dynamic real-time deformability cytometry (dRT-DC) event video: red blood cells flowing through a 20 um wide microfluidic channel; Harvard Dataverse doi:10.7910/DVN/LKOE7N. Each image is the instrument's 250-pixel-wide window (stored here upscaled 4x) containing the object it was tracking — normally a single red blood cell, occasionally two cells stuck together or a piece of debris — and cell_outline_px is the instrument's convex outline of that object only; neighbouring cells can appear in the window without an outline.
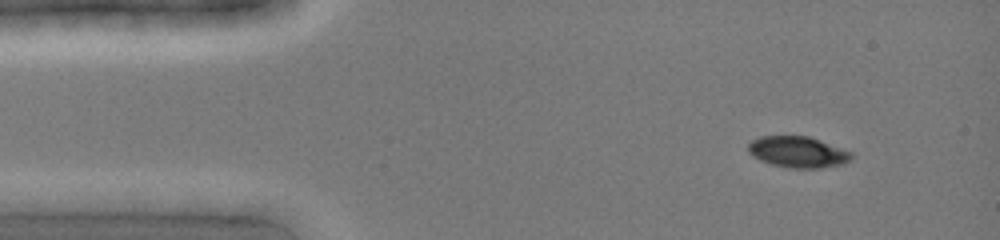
{"species": "common noctule bat (a hibernating species)", "species_latin": "Nyctalus noctula", "temperature_condition": "cold", "stored_images_in_passage": 5, "segment_of_instrument_passage": [1, 2], "camera_frame_rate_fps": 3000, "um_per_image_px": 0.085, "animal": {"sex": "female", "body_mass_g": 19.0, "forearm_length_mm": 51.5}, "frame": {"image": 1, "passage_image": 1, "time_ms": 0.0, "image_size_px": [1000, 240], "cell_outline_px": [[852, 160], [844, 164], [820, 168], [788, 168], [772, 164], [760, 160], [752, 156], [748, 152], [748, 144], [752, 140], [760, 136], [808, 136], [820, 140], [852, 152]], "centroid_in_image_um": [67.82, 12.92], "position_along_channel_um": 17.2, "area_um2": 18.84}}